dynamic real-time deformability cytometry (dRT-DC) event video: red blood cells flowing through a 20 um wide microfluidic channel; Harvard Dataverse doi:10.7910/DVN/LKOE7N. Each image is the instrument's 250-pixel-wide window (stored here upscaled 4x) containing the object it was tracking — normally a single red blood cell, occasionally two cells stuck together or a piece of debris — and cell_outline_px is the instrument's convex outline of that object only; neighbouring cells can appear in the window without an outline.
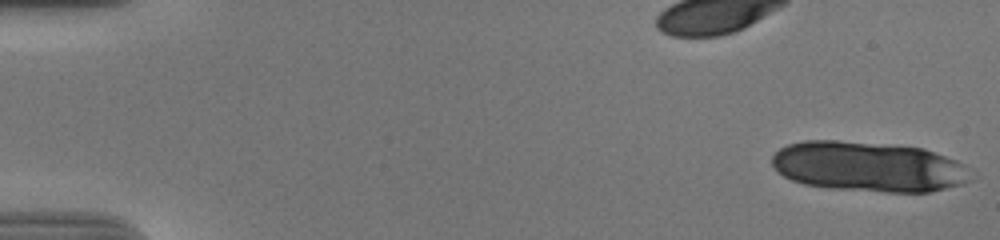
{"species": "human", "species_latin": "Homo sapiens", "temperature_condition": "cold", "stored_images_in_passage": 17, "camera_frame_rate_fps": 3000, "um_per_image_px": 0.085, "donor": {"sex": "male"}, "frame": {"image": 1, "passage_image": 1, "time_ms": 0.0, "image_size_px": [1000, 240], "cell_outline_px": [[972, 180], [964, 184], [928, 192], [884, 192], [828, 188], [804, 184], [792, 180], [776, 172], [772, 164], [772, 156], [780, 148], [788, 144], [804, 140], [836, 140], [924, 148], [956, 160], [964, 164], [972, 176]], "centroid_in_image_um": [73.81, 14.17], "position_along_channel_um": 11.2, "area_um2": 58.2}}